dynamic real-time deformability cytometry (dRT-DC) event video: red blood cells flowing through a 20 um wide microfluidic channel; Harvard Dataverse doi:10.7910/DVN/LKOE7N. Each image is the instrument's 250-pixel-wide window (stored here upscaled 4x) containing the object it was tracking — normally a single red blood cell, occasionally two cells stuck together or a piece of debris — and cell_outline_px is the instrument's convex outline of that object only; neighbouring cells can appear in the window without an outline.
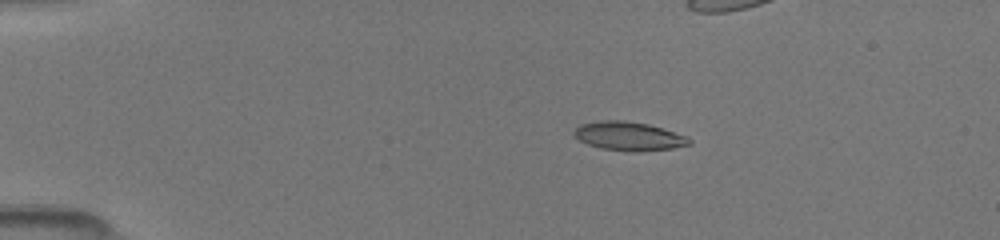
{"species": "common noctule bat (a hibernating species)", "species_latin": "Nyctalus noctula", "temperature_condition": "room temperature", "stored_images_in_passage": 32, "camera_frame_rate_fps": 3000, "um_per_image_px": 0.085, "animal": {"sex": "female", "body_mass_g": 19.5, "forearm_length_mm": 54.1}, "frame": {"image": 1, "passage_image": 19, "time_ms": 3.0, "image_size_px": [1000, 240], "cell_outline_px": [[692, 144], [672, 148], [600, 148], [588, 144], [580, 140], [572, 132], [580, 124], [604, 120], [624, 120], [648, 124], [688, 136], [692, 140]], "centroid_in_image_um": [53.44, 11.51], "position_along_channel_um": 31.6, "area_um2": 18.21}}